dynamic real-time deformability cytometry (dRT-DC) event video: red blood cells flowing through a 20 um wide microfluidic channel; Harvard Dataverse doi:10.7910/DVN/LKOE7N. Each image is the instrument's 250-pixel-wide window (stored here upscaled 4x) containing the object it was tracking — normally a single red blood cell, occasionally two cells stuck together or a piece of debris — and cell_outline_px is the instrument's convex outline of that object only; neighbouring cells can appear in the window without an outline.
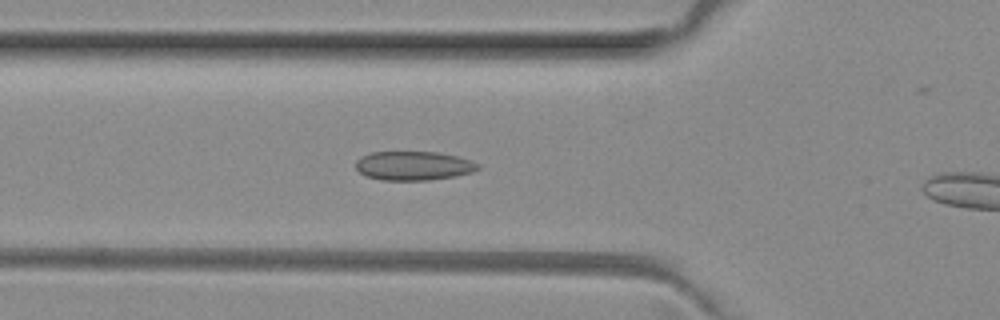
{"species": "common noctule bat (a hibernating species)", "species_latin": "Nyctalus noctula", "temperature_condition": "room temperature", "stored_images_in_passage": 34, "camera_frame_rate_fps": 3000, "um_per_image_px": 0.085, "animal": {"sex": "female", "body_mass_g": 29.2, "forearm_length_mm": 56.3}, "frame": {"image": 1, "passage_image": 10, "time_ms": 3.0, "image_size_px": [1000, 320], "cell_outline_px": [[480, 168], [472, 172], [456, 176], [428, 180], [380, 180], [364, 176], [356, 168], [356, 160], [360, 156], [372, 152], [436, 152], [456, 156], [472, 160], [480, 164]], "centroid_in_image_um": [35.14, 14.09], "position_along_channel_um": 90.7, "area_um2": 20.81}}
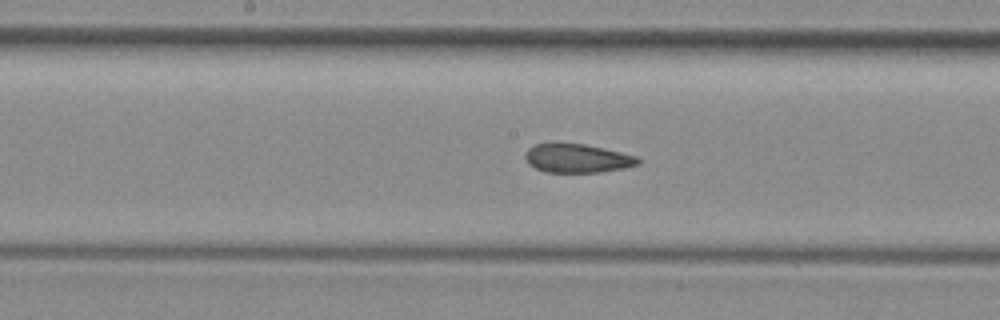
{"frame": {"image": 2, "passage_image": 18, "time_ms": 5.667, "image_size_px": [1000, 320], "cell_outline_px": [[640, 164], [624, 168], [600, 172], [544, 172], [528, 164], [524, 156], [528, 148], [536, 144], [584, 144], [604, 148], [640, 156]], "centroid_in_image_um": [49.11, 13.46], "position_along_channel_um": 199.1, "area_um2": 18.9}}
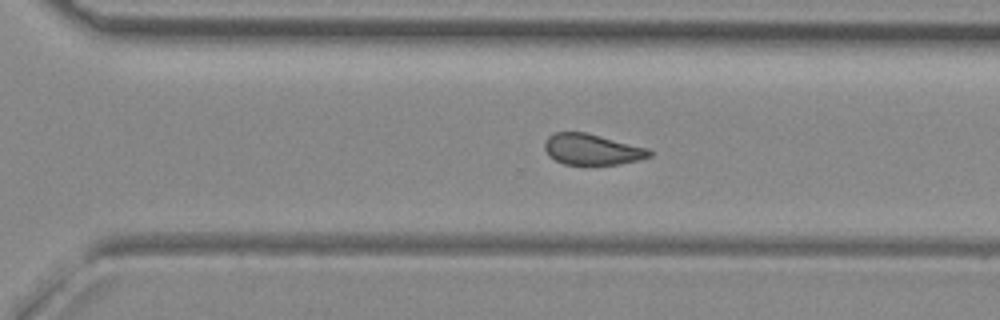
{"frame": {"image": 3, "passage_image": 27, "time_ms": 8.667, "image_size_px": [1000, 320], "cell_outline_px": [[652, 156], [640, 160], [620, 164], [564, 164], [548, 156], [544, 148], [544, 144], [548, 136], [556, 132], [584, 132], [648, 148], [652, 152]], "centroid_in_image_um": [50.32, 12.7], "position_along_channel_um": 320.3, "area_um2": 18.79}, "authors_computed_cell_mechanics": {"area_um2": 19.8254, "velocity_mm_per_s": 4.0487, "shape_relaxation_time_tau1_ms": null, "shape_relaxation_time_tau2_ms": 1.9822, "deformation_change_tau1": null, "deformation_change_tau2": 0.082}}